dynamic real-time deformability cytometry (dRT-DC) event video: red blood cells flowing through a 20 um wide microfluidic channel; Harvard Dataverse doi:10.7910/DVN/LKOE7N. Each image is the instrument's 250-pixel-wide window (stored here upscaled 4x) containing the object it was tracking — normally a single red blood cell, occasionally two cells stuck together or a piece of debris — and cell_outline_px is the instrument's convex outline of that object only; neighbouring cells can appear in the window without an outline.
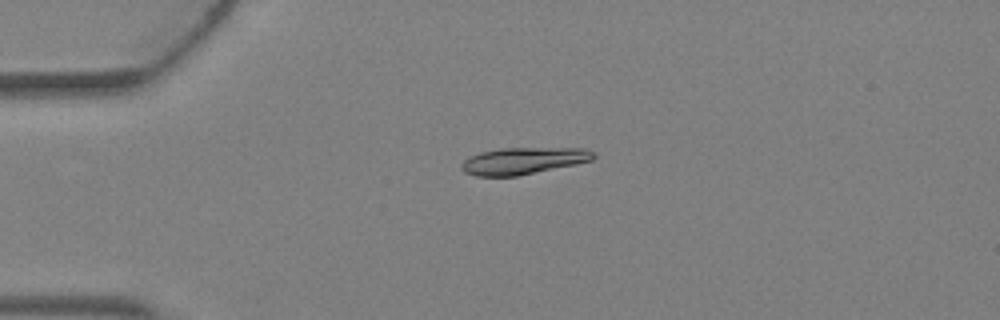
{"species": "Egyptian fruit bat (a non-hibernating species)", "species_latin": "Rousettus aegyptiacus", "temperature_condition": "warm", "stored_images_in_passage": 2, "camera_frame_rate_fps": 3000, "um_per_image_px": 0.085, "animal": {"sex": "female"}, "frame": {"image": 1, "passage_image": 1, "time_ms": 0.0, "image_size_px": [1000, 320], "cell_outline_px": [[596, 156], [592, 160], [576, 164], [516, 176], [476, 176], [464, 172], [460, 168], [460, 164], [468, 156], [480, 152], [500, 148], [584, 148], [596, 152]], "centroid_in_image_um": [44.46, 13.66], "position_along_channel_um": 40.5, "area_um2": 20.75}}